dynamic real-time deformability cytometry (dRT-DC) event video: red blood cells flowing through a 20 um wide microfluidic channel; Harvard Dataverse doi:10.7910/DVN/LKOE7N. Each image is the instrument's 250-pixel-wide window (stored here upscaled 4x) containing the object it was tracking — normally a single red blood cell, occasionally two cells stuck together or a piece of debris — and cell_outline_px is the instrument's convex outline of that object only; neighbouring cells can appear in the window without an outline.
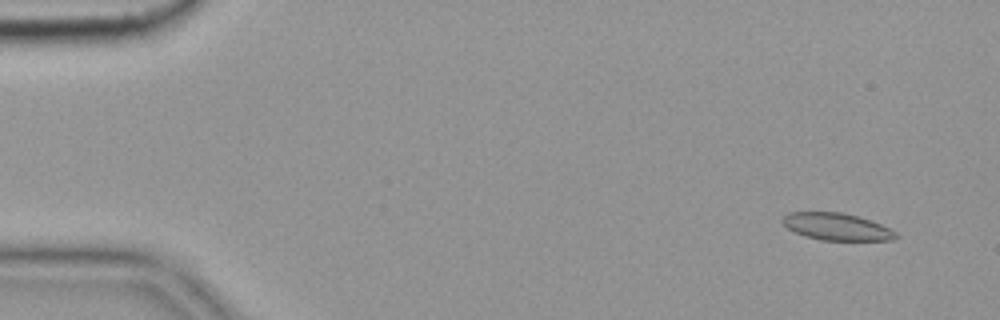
{"species": "common noctule bat (a hibernating species)", "species_latin": "Nyctalus noctula", "temperature_condition": "cold", "stored_images_in_passage": 5, "camera_frame_rate_fps": 3000, "um_per_image_px": 0.085, "animal": {"sex": "female", "body_mass_g": 19.9}, "frame": {"image": 1, "passage_image": 2, "time_ms": 0.333, "image_size_px": [1000, 320], "cell_outline_px": [[900, 236], [892, 240], [820, 240], [804, 236], [788, 228], [780, 220], [788, 212], [840, 212], [856, 216], [880, 224], [896, 232]], "centroid_in_image_um": [71.1, 19.27], "position_along_channel_um": 13.9, "area_um2": 17.74}}